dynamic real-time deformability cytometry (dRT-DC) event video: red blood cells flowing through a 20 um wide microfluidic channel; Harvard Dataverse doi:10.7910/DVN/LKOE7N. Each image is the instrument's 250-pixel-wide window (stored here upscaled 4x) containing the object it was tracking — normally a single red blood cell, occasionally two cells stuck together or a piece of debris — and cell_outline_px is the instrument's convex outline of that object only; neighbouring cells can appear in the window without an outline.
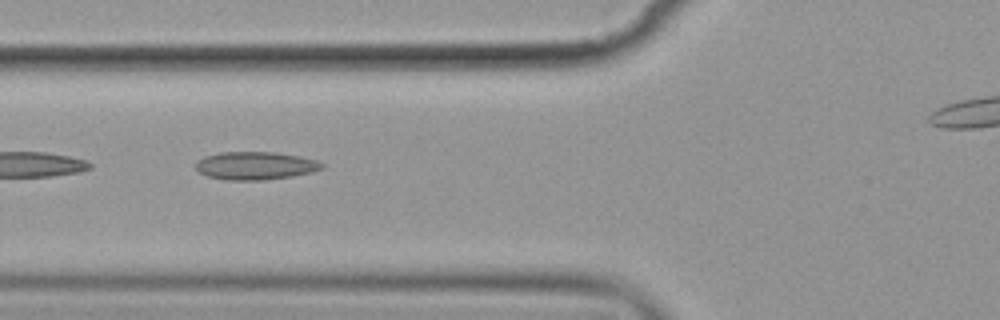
{"species": "common noctule bat (a hibernating species)", "species_latin": "Nyctalus noctula", "temperature_condition": "cold", "stored_images_in_passage": 3, "camera_frame_rate_fps": 3000, "um_per_image_px": 0.085, "animal": {"sex": "female", "body_mass_g": 19.9}, "frame": {"image": 1, "passage_image": 3, "time_ms": 2.333, "image_size_px": [1000, 320], "cell_outline_px": [[324, 168], [312, 172], [292, 176], [264, 180], [228, 180], [208, 176], [200, 172], [196, 168], [196, 160], [204, 156], [220, 152], [276, 152], [300, 156], [316, 160], [324, 164]], "centroid_in_image_um": [21.71, 14.07], "position_along_channel_um": 104.1, "area_um2": 20.63}}